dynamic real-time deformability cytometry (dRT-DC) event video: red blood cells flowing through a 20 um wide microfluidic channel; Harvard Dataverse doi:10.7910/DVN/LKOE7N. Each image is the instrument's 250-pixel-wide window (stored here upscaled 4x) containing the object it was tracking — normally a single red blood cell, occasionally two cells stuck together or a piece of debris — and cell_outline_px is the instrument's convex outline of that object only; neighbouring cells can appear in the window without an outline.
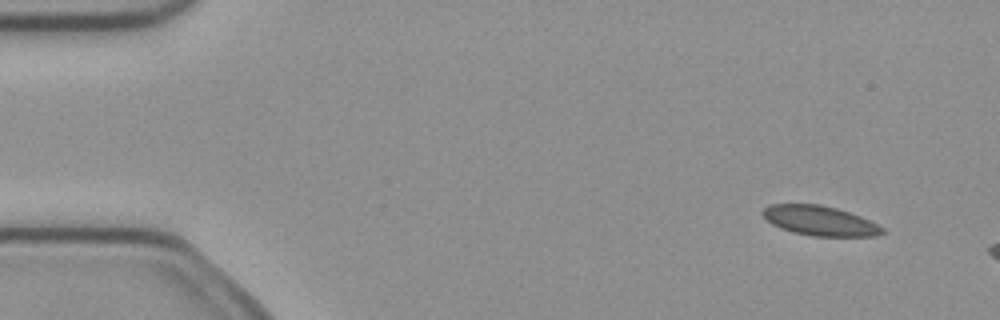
{"species": "common noctule bat (a hibernating species)", "species_latin": "Nyctalus noctula", "temperature_condition": "cold", "stored_images_in_passage": 3, "camera_frame_rate_fps": 3000, "um_per_image_px": 0.085, "animal": {"sex": "female", "body_mass_g": 21.9}, "frame": {"image": 1, "passage_image": 1, "time_ms": 0.0, "image_size_px": [1000, 320], "cell_outline_px": [[884, 232], [876, 236], [812, 236], [792, 232], [780, 228], [772, 224], [760, 212], [764, 208], [772, 204], [820, 204], [836, 208], [860, 216], [884, 228]], "centroid_in_image_um": [69.66, 18.76], "position_along_channel_um": 15.3, "area_um2": 20.58}}